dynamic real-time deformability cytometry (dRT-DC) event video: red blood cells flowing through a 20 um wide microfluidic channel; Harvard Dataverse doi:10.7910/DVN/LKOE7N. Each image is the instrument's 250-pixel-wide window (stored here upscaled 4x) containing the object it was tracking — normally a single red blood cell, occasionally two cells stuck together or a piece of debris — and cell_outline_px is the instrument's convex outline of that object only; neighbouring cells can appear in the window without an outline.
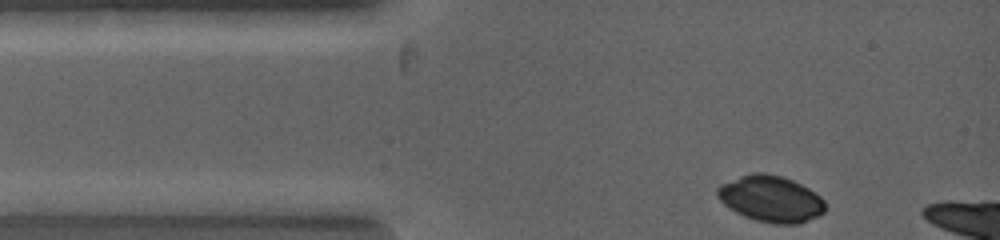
{"species": "common noctule bat (a hibernating species)", "species_latin": "Nyctalus noctula", "temperature_condition": "warm", "stored_images_in_passage": 3, "camera_frame_rate_fps": 5000, "um_per_image_px": 0.085, "animal": {"sex": "female", "body_mass_g": 19.0, "forearm_length_mm": 53.3}, "frame": {"image": 1, "passage_image": 1, "time_ms": 0.0, "image_size_px": [1000, 240], "cell_outline_px": [[824, 212], [820, 216], [800, 224], [772, 224], [756, 220], [744, 216], [736, 212], [724, 204], [716, 196], [716, 188], [720, 184], [740, 176], [752, 172], [764, 172], [780, 176], [792, 180], [808, 188], [820, 196], [824, 200]], "centroid_in_image_um": [65.51, 16.91], "position_along_channel_um": 19.5, "area_um2": 29.25}}